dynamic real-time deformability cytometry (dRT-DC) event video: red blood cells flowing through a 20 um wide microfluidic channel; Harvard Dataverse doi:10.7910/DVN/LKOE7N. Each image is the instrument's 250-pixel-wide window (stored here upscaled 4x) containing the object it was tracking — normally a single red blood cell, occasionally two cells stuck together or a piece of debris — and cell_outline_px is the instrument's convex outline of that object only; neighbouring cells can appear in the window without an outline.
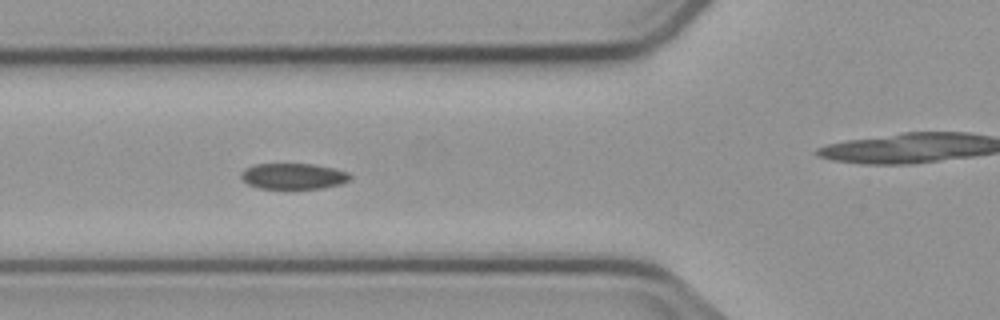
{"species": "common noctule bat (a hibernating species)", "species_latin": "Nyctalus noctula", "temperature_condition": "cold", "stored_images_in_passage": 10, "camera_frame_rate_fps": 3000, "um_per_image_px": 0.085, "animal": {"sex": "male", "body_mass_g": 23.1, "forearm_length_mm": 52.7}, "frame": {"image": 1, "passage_image": 5, "time_ms": 4.667, "image_size_px": [1000, 320], "cell_outline_px": [[352, 176], [348, 180], [340, 184], [324, 188], [260, 188], [248, 184], [240, 176], [240, 172], [244, 168], [252, 164], [312, 164], [336, 168], [348, 172]], "centroid_in_image_um": [24.93, 14.96], "position_along_channel_um": 100.9, "area_um2": 16.47}}